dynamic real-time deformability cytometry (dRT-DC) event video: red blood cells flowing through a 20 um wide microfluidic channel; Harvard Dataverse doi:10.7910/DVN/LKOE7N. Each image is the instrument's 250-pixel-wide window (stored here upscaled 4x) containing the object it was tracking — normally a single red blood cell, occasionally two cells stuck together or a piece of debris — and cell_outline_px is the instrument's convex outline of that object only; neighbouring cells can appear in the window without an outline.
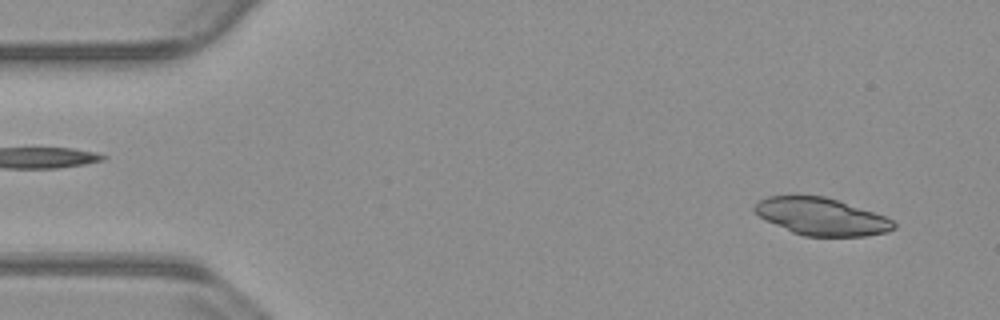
{"species": "common noctule bat (a hibernating species)", "species_latin": "Nyctalus noctula", "temperature_condition": "warm", "stored_images_in_passage": 52, "camera_frame_rate_fps": 3000, "um_per_image_px": 0.085, "animal": {"sex": "male", "body_mass_g": 23.1, "forearm_length_mm": 52.7}, "frame": {"image": 1, "passage_image": 3, "time_ms": 0.667, "image_size_px": [1000, 320], "cell_outline_px": [[896, 228], [888, 232], [864, 236], [804, 236], [792, 232], [760, 216], [752, 208], [760, 200], [768, 196], [824, 196], [884, 216], [892, 220], [896, 224]], "centroid_in_image_um": [69.84, 18.42], "position_along_channel_um": 15.2, "area_um2": 29.65}}
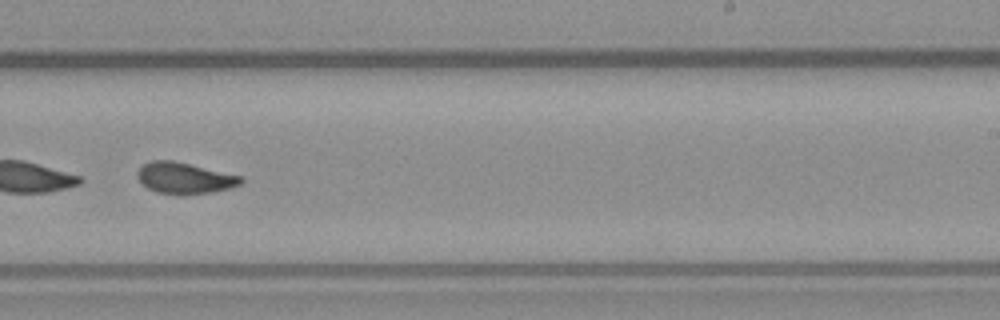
{"frame": {"image": 2, "passage_image": 32, "time_ms": 10.333, "image_size_px": [1000, 320], "cell_outline_px": [[244, 180], [240, 184], [228, 188], [212, 192], [184, 196], [180, 196], [156, 192], [148, 188], [136, 176], [136, 172], [144, 164], [152, 160], [172, 160], [244, 176]], "centroid_in_image_um": [15.7, 15.15], "position_along_channel_um": 273.3, "area_um2": 19.07}, "authors_computed_cell_mechanics": {"area_um2": 19.8832, "velocity_mm_per_s": 3.8098, "shape_relaxation_time_tau1_ms": 5.8355, "shape_relaxation_time_tau2_ms": 1.9058, "deformation_change_tau1": 0.1885, "deformation_change_tau2": 0.0835}}